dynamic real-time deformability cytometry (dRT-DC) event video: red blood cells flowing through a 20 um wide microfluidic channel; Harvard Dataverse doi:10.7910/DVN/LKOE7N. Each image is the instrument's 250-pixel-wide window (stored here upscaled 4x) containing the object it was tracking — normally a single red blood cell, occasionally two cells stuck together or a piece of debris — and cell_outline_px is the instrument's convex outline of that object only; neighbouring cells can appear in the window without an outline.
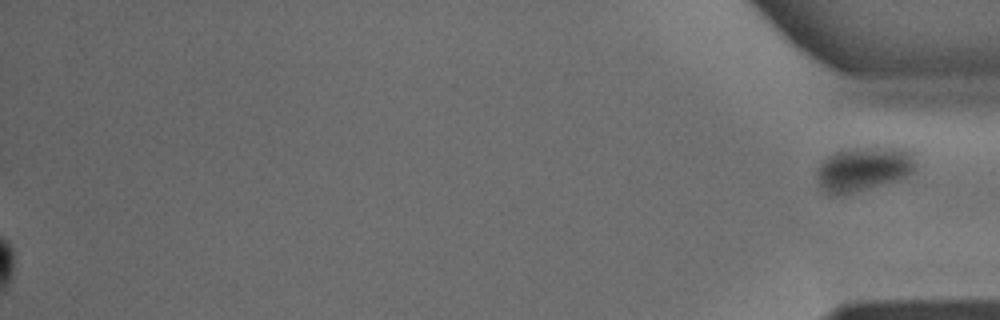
{"species": "common noctule bat (a hibernating species)", "species_latin": "Nyctalus noctula", "temperature_condition": "warm", "stored_images_in_passage": 27, "segment_of_instrument_passage": [2, 2], "camera_frame_rate_fps": 3000, "um_per_image_px": 0.085, "animal": {"sex": "male", "body_mass_g": 15.6}, "frame": {"image": 1, "passage_image": 27, "time_ms": 8.667, "image_size_px": [1000, 320], "cell_outline_px": [[920, 164], [916, 172], [908, 176], [884, 184], [844, 196], [824, 196], [816, 180], [816, 168], [820, 160], [832, 152], [840, 148], [868, 144], [904, 144], [916, 148], [920, 152]], "centroid_in_image_um": [73.54, 14.25], "position_along_channel_um": 361.7, "area_um2": 29.3}}